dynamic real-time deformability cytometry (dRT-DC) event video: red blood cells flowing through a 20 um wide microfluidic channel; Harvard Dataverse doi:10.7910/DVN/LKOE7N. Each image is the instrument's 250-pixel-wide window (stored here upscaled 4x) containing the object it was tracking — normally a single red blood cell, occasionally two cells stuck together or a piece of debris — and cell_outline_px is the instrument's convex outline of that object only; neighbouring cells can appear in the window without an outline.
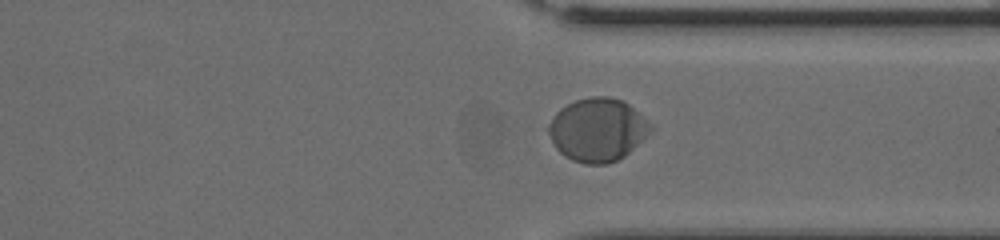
{"species": "human", "species_latin": "Homo sapiens", "temperature_condition": "cold", "stored_images_in_passage": 45, "segment_of_instrument_passage": [2, 2], "camera_frame_rate_fps": 3000, "um_per_image_px": 0.085, "donor": {"sex": "female"}, "frame": {"image": 1, "passage_image": 31, "time_ms": 10.0, "image_size_px": [1000, 240], "cell_outline_px": [[652, 128], [624, 156], [608, 164], [584, 164], [572, 160], [564, 156], [556, 148], [548, 132], [548, 124], [556, 112], [560, 108], [576, 100], [588, 96], [608, 96], [624, 100], [652, 124]], "centroid_in_image_um": [50.76, 11.01], "position_along_channel_um": 360.6, "area_um2": 37.34}}
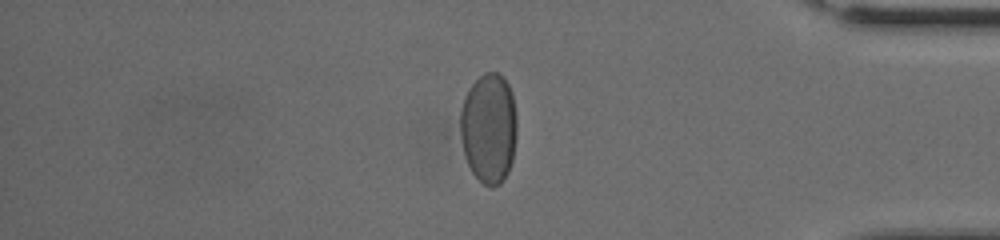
{"frame": {"image": 2, "passage_image": 36, "time_ms": 11.667, "image_size_px": [1000, 240], "cell_outline_px": [[516, 136], [512, 160], [508, 172], [504, 180], [500, 184], [492, 188], [484, 184], [472, 172], [444, 140], [444, 132], [468, 88], [484, 72], [500, 72], [504, 76], [512, 92], [516, 112]], "centroid_in_image_um": [41.24, 10.94], "position_along_channel_um": 394.0, "area_um2": 41.33}}